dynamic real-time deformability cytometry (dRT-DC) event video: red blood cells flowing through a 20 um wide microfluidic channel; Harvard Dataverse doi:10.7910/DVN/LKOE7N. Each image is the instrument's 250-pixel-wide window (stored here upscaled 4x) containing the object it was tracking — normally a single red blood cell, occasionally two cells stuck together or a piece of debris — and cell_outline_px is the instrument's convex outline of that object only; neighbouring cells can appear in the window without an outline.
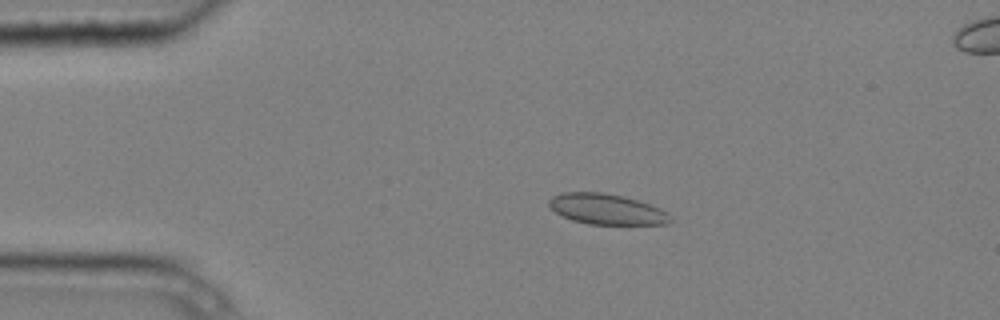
{"species": "common noctule bat (a hibernating species)", "species_latin": "Nyctalus noctula", "temperature_condition": "cold", "stored_images_in_passage": 3, "camera_frame_rate_fps": 3000, "um_per_image_px": 0.085, "animal": {"sex": "male", "body_mass_g": 20.4}, "frame": {"image": 1, "passage_image": 2, "time_ms": 0.333, "image_size_px": [1000, 320], "cell_outline_px": [[672, 220], [668, 224], [588, 224], [572, 220], [556, 212], [548, 204], [548, 200], [552, 196], [560, 192], [604, 192], [624, 196], [660, 208]], "centroid_in_image_um": [51.52, 17.77], "position_along_channel_um": 33.5, "area_um2": 21.44}}